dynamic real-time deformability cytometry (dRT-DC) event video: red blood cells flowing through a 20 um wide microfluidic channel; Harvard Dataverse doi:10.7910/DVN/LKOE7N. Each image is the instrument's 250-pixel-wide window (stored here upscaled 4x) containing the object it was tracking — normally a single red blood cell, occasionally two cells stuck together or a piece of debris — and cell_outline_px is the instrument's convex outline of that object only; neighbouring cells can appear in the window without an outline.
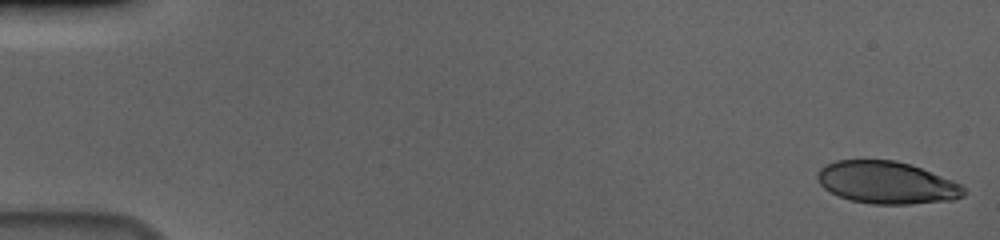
{"species": "human", "species_latin": "Homo sapiens", "temperature_condition": "cold", "stored_images_in_passage": 56, "camera_frame_rate_fps": 3000, "um_per_image_px": 0.085, "donor": {"sex": "male"}, "frame": {"image": 1, "passage_image": 1, "time_ms": 0.0, "image_size_px": [1000, 240], "cell_outline_px": [[964, 196], [956, 200], [908, 204], [872, 204], [852, 200], [840, 196], [824, 188], [820, 184], [816, 176], [816, 172], [820, 168], [836, 160], [896, 160], [920, 168], [952, 180], [960, 184], [964, 188]], "centroid_in_image_um": [75.37, 15.52], "position_along_channel_um": 9.6, "area_um2": 35.89}}
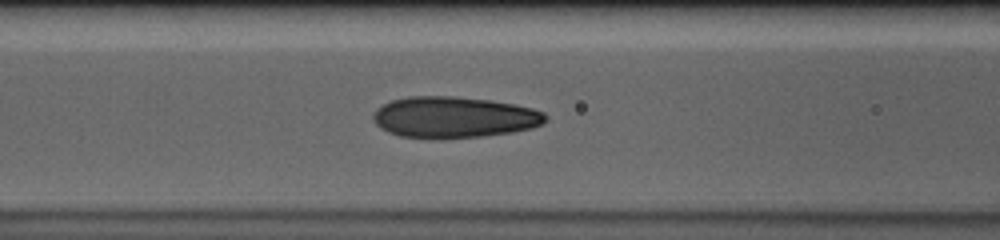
{"frame": {"image": 2, "passage_image": 24, "time_ms": 7.667, "image_size_px": [1000, 240], "cell_outline_px": [[548, 120], [544, 124], [532, 128], [512, 132], [484, 136], [400, 136], [388, 132], [380, 128], [376, 124], [372, 116], [376, 108], [392, 100], [408, 96], [452, 96], [488, 100], [512, 104], [532, 108], [544, 112], [548, 116]], "centroid_in_image_um": [38.62, 9.93], "position_along_channel_um": 128.0, "area_um2": 40.69}}
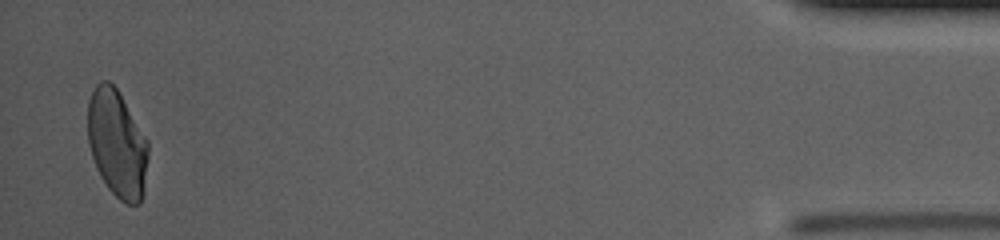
{"frame": {"image": 3, "passage_image": 55, "time_ms": 18.0, "image_size_px": [1000, 240], "cell_outline_px": [[148, 156], [144, 192], [140, 204], [124, 204], [108, 188], [100, 176], [96, 168], [88, 144], [88, 100], [96, 84], [100, 80], [108, 80], [116, 88], [148, 140]], "centroid_in_image_um": [9.95, 12.23], "position_along_channel_um": 425.3, "area_um2": 37.97}, "authors_computed_cell_mechanics": {"area_um2": 39.593, "velocity_mm_per_s": 3.6651, "shape_relaxation_time_tau1_ms": 4.5527, "shape_relaxation_time_tau2_ms": 1.067, "deformation_change_tau1": 0.1889, "deformation_change_tau2": 0.0651}}